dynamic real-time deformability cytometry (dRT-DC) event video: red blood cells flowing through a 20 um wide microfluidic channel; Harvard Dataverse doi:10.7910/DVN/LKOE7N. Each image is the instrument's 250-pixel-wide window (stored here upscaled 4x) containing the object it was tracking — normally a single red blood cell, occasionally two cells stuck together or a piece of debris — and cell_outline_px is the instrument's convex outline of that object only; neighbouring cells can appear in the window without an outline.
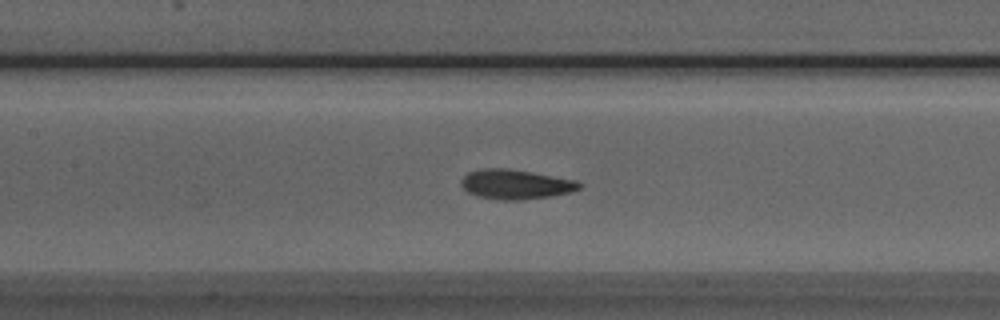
{"species": "Egyptian fruit bat (a non-hibernating species)", "species_latin": "Rousettus aegyptiacus", "temperature_condition": "room temperature", "stored_images_in_passage": 45, "camera_frame_rate_fps": 3000, "um_per_image_px": 0.085, "animal": {"sex": "male"}, "frame": {"image": 1, "passage_image": 16, "time_ms": 5.0, "image_size_px": [1000, 320], "cell_outline_px": [[584, 184], [580, 188], [568, 192], [552, 196], [520, 200], [504, 200], [476, 196], [468, 192], [460, 184], [460, 180], [468, 172], [480, 168], [508, 168], [576, 180]], "centroid_in_image_um": [43.8, 15.66], "position_along_channel_um": 163.6, "area_um2": 20.4}}
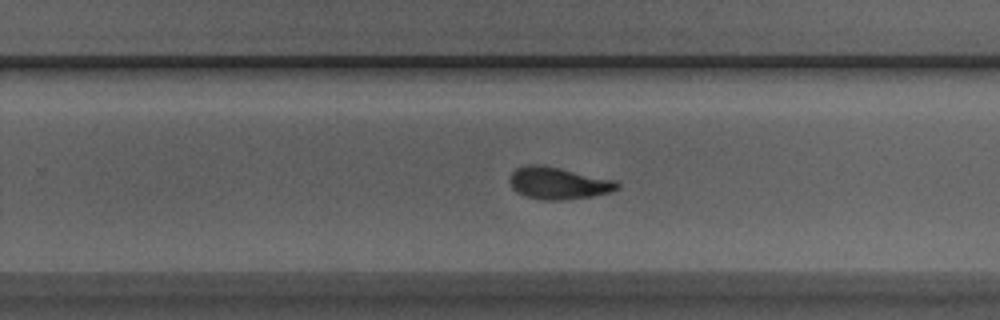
{"frame": {"image": 2, "passage_image": 25, "time_ms": 8.0, "image_size_px": [1000, 320], "cell_outline_px": [[620, 188], [612, 192], [592, 196], [564, 200], [544, 200], [524, 196], [516, 192], [512, 188], [508, 180], [512, 172], [516, 168], [524, 164], [544, 164], [616, 180], [620, 184]], "centroid_in_image_um": [47.45, 15.56], "position_along_channel_um": 282.4, "area_um2": 20.58}}
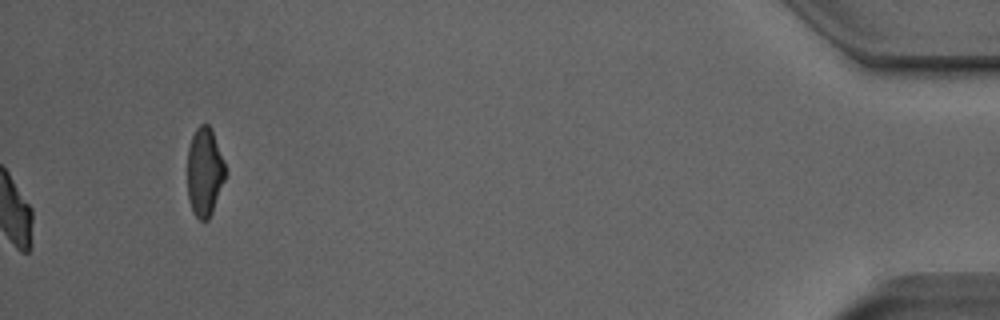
{"frame": {"image": 3, "passage_image": 45, "time_ms": 14.667, "image_size_px": [1000, 320], "cell_outline_px": [[228, 172], [212, 212], [208, 220], [200, 220], [192, 212], [188, 200], [188, 148], [192, 136], [196, 128], [200, 124], [208, 124], [212, 132], [224, 160]], "centroid_in_image_um": [17.4, 14.64], "position_along_channel_um": 417.8, "area_um2": 19.71}, "authors_computed_cell_mechanics": {"area_um2": 20.1722, "velocity_mm_per_s": 3.9774, "shape_relaxation_time_tau1_ms": 5.9734, "shape_relaxation_time_tau2_ms": 2.5132, "deformation_change_tau1": 0.1685, "deformation_change_tau2": 0.0896}}